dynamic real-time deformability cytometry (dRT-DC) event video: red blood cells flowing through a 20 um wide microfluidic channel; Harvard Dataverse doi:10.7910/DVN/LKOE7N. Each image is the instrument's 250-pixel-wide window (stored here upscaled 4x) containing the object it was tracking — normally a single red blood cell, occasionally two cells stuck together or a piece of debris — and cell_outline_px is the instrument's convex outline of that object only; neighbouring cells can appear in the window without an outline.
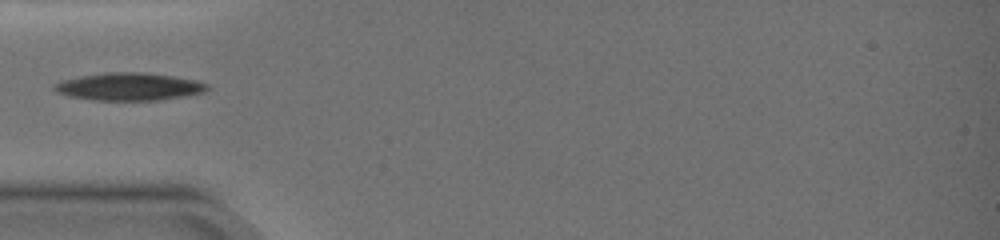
{"species": "common noctule bat (a hibernating species)", "species_latin": "Nyctalus noctula", "temperature_condition": "warm", "stored_images_in_passage": 46, "camera_frame_rate_fps": 3000, "um_per_image_px": 0.085, "animal": {"sex": "female", "body_mass_g": 19.0, "forearm_length_mm": 51.5}, "frame": {"image": 1, "passage_image": 1, "time_ms": 0.0, "image_size_px": [1000, 240], "cell_outline_px": [[212, 88], [204, 92], [184, 96], [160, 100], [92, 100], [68, 96], [56, 92], [52, 88], [52, 84], [64, 80], [80, 76], [108, 72], [144, 72], [172, 76], [196, 80], [208, 84]], "centroid_in_image_um": [10.97, 7.36], "position_along_channel_um": 74.0, "area_um2": 24.74}}
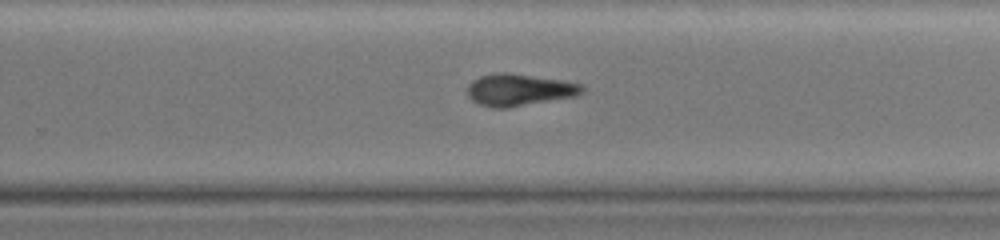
{"frame": {"image": 2, "passage_image": 31, "time_ms": 5.667, "image_size_px": [1000, 240], "cell_outline_px": [[588, 88], [584, 92], [576, 96], [508, 108], [492, 108], [480, 104], [472, 100], [468, 96], [468, 84], [472, 80], [480, 76], [500, 72], [508, 72], [564, 80], [584, 84]], "centroid_in_image_um": [44.19, 7.63], "position_along_channel_um": 285.6, "area_um2": 21.73}}
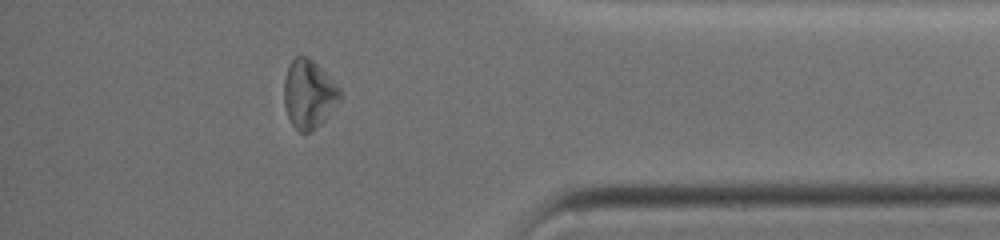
{"frame": {"image": 3, "passage_image": 41, "time_ms": 9.333, "image_size_px": [1000, 240], "cell_outline_px": [[344, 92], [324, 120], [308, 132], [300, 132], [292, 124], [288, 116], [284, 104], [284, 80], [288, 64], [296, 56], [308, 56]], "centroid_in_image_um": [26.22, 7.97], "position_along_channel_um": 409.0, "area_um2": 21.91}}